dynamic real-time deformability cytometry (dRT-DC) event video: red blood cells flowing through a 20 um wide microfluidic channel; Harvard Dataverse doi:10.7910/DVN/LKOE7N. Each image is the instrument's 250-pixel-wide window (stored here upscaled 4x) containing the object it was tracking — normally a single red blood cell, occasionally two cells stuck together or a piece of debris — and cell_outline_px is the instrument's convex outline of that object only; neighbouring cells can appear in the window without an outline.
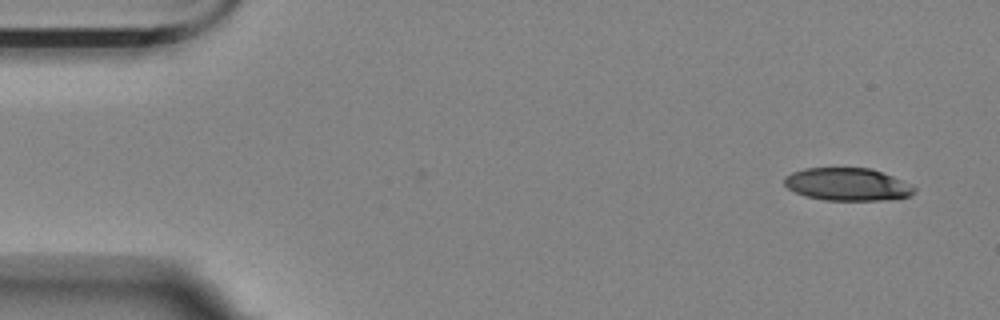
{"species": "Egyptian fruit bat (a non-hibernating species)", "species_latin": "Rousettus aegyptiacus", "temperature_condition": "room temperature", "stored_images_in_passage": 54, "camera_frame_rate_fps": 3000, "um_per_image_px": 0.085, "animal": {"sex": "female"}, "frame": {"image": 1, "passage_image": 1, "time_ms": 0.0, "image_size_px": [1000, 320], "cell_outline_px": [[916, 192], [908, 196], [880, 200], [824, 200], [804, 196], [788, 188], [784, 184], [784, 176], [792, 172], [804, 168], [872, 168], [912, 184], [916, 188]], "centroid_in_image_um": [72.02, 15.66], "position_along_channel_um": 13.0, "area_um2": 24.8}}
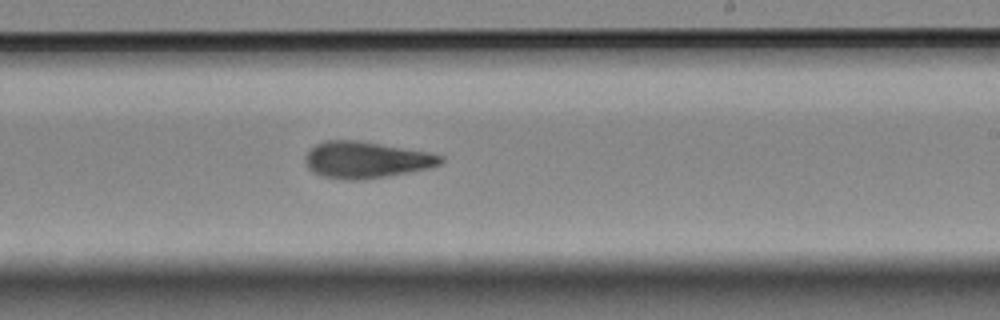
{"frame": {"image": 2, "passage_image": 31, "time_ms": 10.0, "image_size_px": [1000, 320], "cell_outline_px": [[444, 160], [440, 164], [432, 168], [384, 176], [356, 180], [348, 180], [320, 176], [312, 172], [308, 168], [304, 160], [304, 156], [316, 144], [324, 140], [352, 140], [428, 152], [444, 156]], "centroid_in_image_um": [31.09, 13.59], "position_along_channel_um": 257.9, "area_um2": 28.55}}
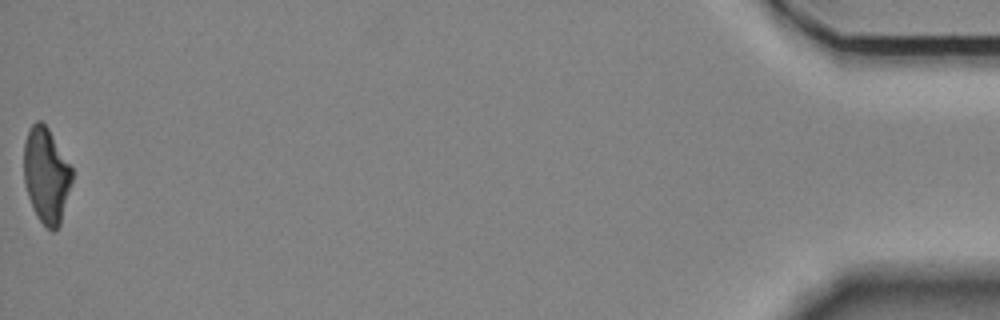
{"frame": {"image": 3, "passage_image": 54, "time_ms": 17.667, "image_size_px": [1000, 320], "cell_outline_px": [[72, 180], [60, 224], [52, 232], [36, 216], [28, 196], [24, 184], [24, 140], [32, 124], [36, 120], [40, 120], [48, 128], [72, 168]], "centroid_in_image_um": [3.92, 14.89], "position_along_channel_um": 431.3, "area_um2": 26.53}, "authors_computed_cell_mechanics": {"area_um2": 28.0041, "velocity_mm_per_s": 3.5209, "shape_relaxation_time_tau1_ms": 5.9508, "shape_relaxation_time_tau2_ms": 5.8715, "deformation_change_tau1": 0.1876, "deformation_change_tau2": 0.1686}}